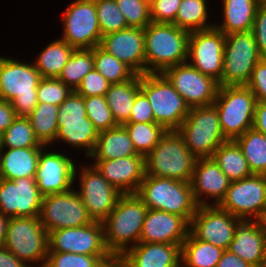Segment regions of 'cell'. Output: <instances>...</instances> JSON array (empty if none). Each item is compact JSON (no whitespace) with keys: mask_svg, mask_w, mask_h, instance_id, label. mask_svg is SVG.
Wrapping results in <instances>:
<instances>
[{"mask_svg":"<svg viewBox=\"0 0 266 267\" xmlns=\"http://www.w3.org/2000/svg\"><path fill=\"white\" fill-rule=\"evenodd\" d=\"M147 210L136 193L122 194L102 221L106 247L116 260L139 243Z\"/></svg>","mask_w":266,"mask_h":267,"instance_id":"obj_1","label":"cell"},{"mask_svg":"<svg viewBox=\"0 0 266 267\" xmlns=\"http://www.w3.org/2000/svg\"><path fill=\"white\" fill-rule=\"evenodd\" d=\"M189 35L173 23L151 22L144 28L145 73H162L187 62Z\"/></svg>","mask_w":266,"mask_h":267,"instance_id":"obj_2","label":"cell"},{"mask_svg":"<svg viewBox=\"0 0 266 267\" xmlns=\"http://www.w3.org/2000/svg\"><path fill=\"white\" fill-rule=\"evenodd\" d=\"M41 79L33 62L0 57V99L11 102L17 117H28L38 104Z\"/></svg>","mask_w":266,"mask_h":267,"instance_id":"obj_3","label":"cell"},{"mask_svg":"<svg viewBox=\"0 0 266 267\" xmlns=\"http://www.w3.org/2000/svg\"><path fill=\"white\" fill-rule=\"evenodd\" d=\"M147 209L161 210L185 218L189 223L197 210L190 182L145 175L136 193Z\"/></svg>","mask_w":266,"mask_h":267,"instance_id":"obj_4","label":"cell"},{"mask_svg":"<svg viewBox=\"0 0 266 267\" xmlns=\"http://www.w3.org/2000/svg\"><path fill=\"white\" fill-rule=\"evenodd\" d=\"M196 161L178 131L170 130L145 156V174L190 182Z\"/></svg>","mask_w":266,"mask_h":267,"instance_id":"obj_5","label":"cell"},{"mask_svg":"<svg viewBox=\"0 0 266 267\" xmlns=\"http://www.w3.org/2000/svg\"><path fill=\"white\" fill-rule=\"evenodd\" d=\"M256 97L246 85L219 86L216 107L223 135L234 140L253 126Z\"/></svg>","mask_w":266,"mask_h":267,"instance_id":"obj_6","label":"cell"},{"mask_svg":"<svg viewBox=\"0 0 266 267\" xmlns=\"http://www.w3.org/2000/svg\"><path fill=\"white\" fill-rule=\"evenodd\" d=\"M177 131L196 158H212L215 150L227 141L220 126L217 109L213 104L190 108Z\"/></svg>","mask_w":266,"mask_h":267,"instance_id":"obj_7","label":"cell"},{"mask_svg":"<svg viewBox=\"0 0 266 267\" xmlns=\"http://www.w3.org/2000/svg\"><path fill=\"white\" fill-rule=\"evenodd\" d=\"M140 89L149 100L155 123L167 131L177 130L182 125L190 107L162 73L140 75Z\"/></svg>","mask_w":266,"mask_h":267,"instance_id":"obj_8","label":"cell"},{"mask_svg":"<svg viewBox=\"0 0 266 267\" xmlns=\"http://www.w3.org/2000/svg\"><path fill=\"white\" fill-rule=\"evenodd\" d=\"M27 266L44 267L48 250V233L39 217H12L7 222L3 245ZM35 267V266H34Z\"/></svg>","mask_w":266,"mask_h":267,"instance_id":"obj_9","label":"cell"},{"mask_svg":"<svg viewBox=\"0 0 266 267\" xmlns=\"http://www.w3.org/2000/svg\"><path fill=\"white\" fill-rule=\"evenodd\" d=\"M261 59L252 31L225 35L223 72L219 86L246 85Z\"/></svg>","mask_w":266,"mask_h":267,"instance_id":"obj_10","label":"cell"},{"mask_svg":"<svg viewBox=\"0 0 266 267\" xmlns=\"http://www.w3.org/2000/svg\"><path fill=\"white\" fill-rule=\"evenodd\" d=\"M218 206L242 221H263L266 216V175L252 174L230 182L226 196Z\"/></svg>","mask_w":266,"mask_h":267,"instance_id":"obj_11","label":"cell"},{"mask_svg":"<svg viewBox=\"0 0 266 267\" xmlns=\"http://www.w3.org/2000/svg\"><path fill=\"white\" fill-rule=\"evenodd\" d=\"M76 190L72 188L43 196L39 219L48 234L54 230L85 226L93 222Z\"/></svg>","mask_w":266,"mask_h":267,"instance_id":"obj_12","label":"cell"},{"mask_svg":"<svg viewBox=\"0 0 266 267\" xmlns=\"http://www.w3.org/2000/svg\"><path fill=\"white\" fill-rule=\"evenodd\" d=\"M63 12L62 40L75 49L100 45L102 34L94 0H75Z\"/></svg>","mask_w":266,"mask_h":267,"instance_id":"obj_13","label":"cell"},{"mask_svg":"<svg viewBox=\"0 0 266 267\" xmlns=\"http://www.w3.org/2000/svg\"><path fill=\"white\" fill-rule=\"evenodd\" d=\"M78 194L93 221L102 222L115 208L122 193L107 182L91 164L83 165L80 171L75 168L74 179L78 178ZM77 174V175H76Z\"/></svg>","mask_w":266,"mask_h":267,"instance_id":"obj_14","label":"cell"},{"mask_svg":"<svg viewBox=\"0 0 266 267\" xmlns=\"http://www.w3.org/2000/svg\"><path fill=\"white\" fill-rule=\"evenodd\" d=\"M224 45L225 35L215 27L190 32L187 62L219 83L223 72Z\"/></svg>","mask_w":266,"mask_h":267,"instance_id":"obj_15","label":"cell"},{"mask_svg":"<svg viewBox=\"0 0 266 267\" xmlns=\"http://www.w3.org/2000/svg\"><path fill=\"white\" fill-rule=\"evenodd\" d=\"M162 74L190 108L214 103L219 88L218 82L202 74L188 62L169 67Z\"/></svg>","mask_w":266,"mask_h":267,"instance_id":"obj_16","label":"cell"},{"mask_svg":"<svg viewBox=\"0 0 266 267\" xmlns=\"http://www.w3.org/2000/svg\"><path fill=\"white\" fill-rule=\"evenodd\" d=\"M48 252H72L82 255H111L104 240L102 222L63 228L48 234Z\"/></svg>","mask_w":266,"mask_h":267,"instance_id":"obj_17","label":"cell"},{"mask_svg":"<svg viewBox=\"0 0 266 267\" xmlns=\"http://www.w3.org/2000/svg\"><path fill=\"white\" fill-rule=\"evenodd\" d=\"M241 221L218 205L198 206L189 232L198 240L227 250Z\"/></svg>","mask_w":266,"mask_h":267,"instance_id":"obj_18","label":"cell"},{"mask_svg":"<svg viewBox=\"0 0 266 267\" xmlns=\"http://www.w3.org/2000/svg\"><path fill=\"white\" fill-rule=\"evenodd\" d=\"M42 199L35 177L0 178V213L4 216L39 217Z\"/></svg>","mask_w":266,"mask_h":267,"instance_id":"obj_19","label":"cell"},{"mask_svg":"<svg viewBox=\"0 0 266 267\" xmlns=\"http://www.w3.org/2000/svg\"><path fill=\"white\" fill-rule=\"evenodd\" d=\"M46 147L40 152L35 176L40 193L45 196L71 190L76 183L74 179L76 162L65 152L62 154L60 151H48Z\"/></svg>","mask_w":266,"mask_h":267,"instance_id":"obj_20","label":"cell"},{"mask_svg":"<svg viewBox=\"0 0 266 267\" xmlns=\"http://www.w3.org/2000/svg\"><path fill=\"white\" fill-rule=\"evenodd\" d=\"M99 46L119 61L124 62L136 74H145L144 29L128 27L105 34Z\"/></svg>","mask_w":266,"mask_h":267,"instance_id":"obj_21","label":"cell"},{"mask_svg":"<svg viewBox=\"0 0 266 267\" xmlns=\"http://www.w3.org/2000/svg\"><path fill=\"white\" fill-rule=\"evenodd\" d=\"M230 182L213 158H197L190 184L198 206L219 205Z\"/></svg>","mask_w":266,"mask_h":267,"instance_id":"obj_22","label":"cell"},{"mask_svg":"<svg viewBox=\"0 0 266 267\" xmlns=\"http://www.w3.org/2000/svg\"><path fill=\"white\" fill-rule=\"evenodd\" d=\"M93 165L103 178L122 194L137 193L145 177V156L134 155L111 160H95Z\"/></svg>","mask_w":266,"mask_h":267,"instance_id":"obj_23","label":"cell"},{"mask_svg":"<svg viewBox=\"0 0 266 267\" xmlns=\"http://www.w3.org/2000/svg\"><path fill=\"white\" fill-rule=\"evenodd\" d=\"M189 229L190 223L179 215L148 209L139 242L182 245L189 234Z\"/></svg>","mask_w":266,"mask_h":267,"instance_id":"obj_24","label":"cell"},{"mask_svg":"<svg viewBox=\"0 0 266 267\" xmlns=\"http://www.w3.org/2000/svg\"><path fill=\"white\" fill-rule=\"evenodd\" d=\"M253 267L266 265V227L263 221H241L228 249Z\"/></svg>","mask_w":266,"mask_h":267,"instance_id":"obj_25","label":"cell"},{"mask_svg":"<svg viewBox=\"0 0 266 267\" xmlns=\"http://www.w3.org/2000/svg\"><path fill=\"white\" fill-rule=\"evenodd\" d=\"M117 264L120 267H181V245L139 242L118 258Z\"/></svg>","mask_w":266,"mask_h":267,"instance_id":"obj_26","label":"cell"},{"mask_svg":"<svg viewBox=\"0 0 266 267\" xmlns=\"http://www.w3.org/2000/svg\"><path fill=\"white\" fill-rule=\"evenodd\" d=\"M44 147L1 148L0 178L15 180L35 177L38 168V158ZM4 149H7L3 153Z\"/></svg>","mask_w":266,"mask_h":267,"instance_id":"obj_27","label":"cell"},{"mask_svg":"<svg viewBox=\"0 0 266 267\" xmlns=\"http://www.w3.org/2000/svg\"><path fill=\"white\" fill-rule=\"evenodd\" d=\"M134 155L140 154L136 152L126 129L118 125L99 132L95 149L88 159L111 160Z\"/></svg>","mask_w":266,"mask_h":267,"instance_id":"obj_28","label":"cell"},{"mask_svg":"<svg viewBox=\"0 0 266 267\" xmlns=\"http://www.w3.org/2000/svg\"><path fill=\"white\" fill-rule=\"evenodd\" d=\"M223 21L214 24L224 35L252 31L258 6L256 0H223Z\"/></svg>","mask_w":266,"mask_h":267,"instance_id":"obj_29","label":"cell"},{"mask_svg":"<svg viewBox=\"0 0 266 267\" xmlns=\"http://www.w3.org/2000/svg\"><path fill=\"white\" fill-rule=\"evenodd\" d=\"M140 91V75L138 74L130 80L110 85L105 98L117 125L129 122L135 97Z\"/></svg>","mask_w":266,"mask_h":267,"instance_id":"obj_30","label":"cell"},{"mask_svg":"<svg viewBox=\"0 0 266 267\" xmlns=\"http://www.w3.org/2000/svg\"><path fill=\"white\" fill-rule=\"evenodd\" d=\"M58 133L55 143L64 142L75 149L84 150L89 157L95 149L99 131L88 118L73 121H57Z\"/></svg>","mask_w":266,"mask_h":267,"instance_id":"obj_31","label":"cell"},{"mask_svg":"<svg viewBox=\"0 0 266 267\" xmlns=\"http://www.w3.org/2000/svg\"><path fill=\"white\" fill-rule=\"evenodd\" d=\"M224 249L196 239L190 232L181 245V267H216Z\"/></svg>","mask_w":266,"mask_h":267,"instance_id":"obj_32","label":"cell"},{"mask_svg":"<svg viewBox=\"0 0 266 267\" xmlns=\"http://www.w3.org/2000/svg\"><path fill=\"white\" fill-rule=\"evenodd\" d=\"M75 48L59 38L50 42L33 61L42 78H58Z\"/></svg>","mask_w":266,"mask_h":267,"instance_id":"obj_33","label":"cell"},{"mask_svg":"<svg viewBox=\"0 0 266 267\" xmlns=\"http://www.w3.org/2000/svg\"><path fill=\"white\" fill-rule=\"evenodd\" d=\"M212 158L231 182L252 175L244 154L234 140L222 143L215 150Z\"/></svg>","mask_w":266,"mask_h":267,"instance_id":"obj_34","label":"cell"},{"mask_svg":"<svg viewBox=\"0 0 266 267\" xmlns=\"http://www.w3.org/2000/svg\"><path fill=\"white\" fill-rule=\"evenodd\" d=\"M58 105L38 102L27 117L40 144L52 146L58 133Z\"/></svg>","mask_w":266,"mask_h":267,"instance_id":"obj_35","label":"cell"},{"mask_svg":"<svg viewBox=\"0 0 266 267\" xmlns=\"http://www.w3.org/2000/svg\"><path fill=\"white\" fill-rule=\"evenodd\" d=\"M234 141L244 154L252 174L266 175V135L251 128Z\"/></svg>","mask_w":266,"mask_h":267,"instance_id":"obj_36","label":"cell"},{"mask_svg":"<svg viewBox=\"0 0 266 267\" xmlns=\"http://www.w3.org/2000/svg\"><path fill=\"white\" fill-rule=\"evenodd\" d=\"M207 2L206 0H182L173 24L188 32L214 27L216 22L207 20L210 15L207 11Z\"/></svg>","mask_w":266,"mask_h":267,"instance_id":"obj_37","label":"cell"},{"mask_svg":"<svg viewBox=\"0 0 266 267\" xmlns=\"http://www.w3.org/2000/svg\"><path fill=\"white\" fill-rule=\"evenodd\" d=\"M93 69V48L74 49L58 79L75 91L88 72Z\"/></svg>","mask_w":266,"mask_h":267,"instance_id":"obj_38","label":"cell"},{"mask_svg":"<svg viewBox=\"0 0 266 267\" xmlns=\"http://www.w3.org/2000/svg\"><path fill=\"white\" fill-rule=\"evenodd\" d=\"M129 134L136 152L146 156L159 143L167 130L157 123L128 122L122 125Z\"/></svg>","mask_w":266,"mask_h":267,"instance_id":"obj_39","label":"cell"},{"mask_svg":"<svg viewBox=\"0 0 266 267\" xmlns=\"http://www.w3.org/2000/svg\"><path fill=\"white\" fill-rule=\"evenodd\" d=\"M116 264L117 260L112 255L48 252L44 267H112Z\"/></svg>","mask_w":266,"mask_h":267,"instance_id":"obj_40","label":"cell"},{"mask_svg":"<svg viewBox=\"0 0 266 267\" xmlns=\"http://www.w3.org/2000/svg\"><path fill=\"white\" fill-rule=\"evenodd\" d=\"M94 69L111 84L130 80L136 73L124 62L103 50L100 46L93 48Z\"/></svg>","mask_w":266,"mask_h":267,"instance_id":"obj_41","label":"cell"},{"mask_svg":"<svg viewBox=\"0 0 266 267\" xmlns=\"http://www.w3.org/2000/svg\"><path fill=\"white\" fill-rule=\"evenodd\" d=\"M1 148L45 147L36 139L27 117H16L0 136Z\"/></svg>","mask_w":266,"mask_h":267,"instance_id":"obj_42","label":"cell"},{"mask_svg":"<svg viewBox=\"0 0 266 267\" xmlns=\"http://www.w3.org/2000/svg\"><path fill=\"white\" fill-rule=\"evenodd\" d=\"M102 36L128 28L115 0H94Z\"/></svg>","mask_w":266,"mask_h":267,"instance_id":"obj_43","label":"cell"},{"mask_svg":"<svg viewBox=\"0 0 266 267\" xmlns=\"http://www.w3.org/2000/svg\"><path fill=\"white\" fill-rule=\"evenodd\" d=\"M86 114L94 127L100 132L117 127L105 96L84 97Z\"/></svg>","mask_w":266,"mask_h":267,"instance_id":"obj_44","label":"cell"},{"mask_svg":"<svg viewBox=\"0 0 266 267\" xmlns=\"http://www.w3.org/2000/svg\"><path fill=\"white\" fill-rule=\"evenodd\" d=\"M128 27L146 28L151 22L150 0H115Z\"/></svg>","mask_w":266,"mask_h":267,"instance_id":"obj_45","label":"cell"},{"mask_svg":"<svg viewBox=\"0 0 266 267\" xmlns=\"http://www.w3.org/2000/svg\"><path fill=\"white\" fill-rule=\"evenodd\" d=\"M72 92L73 90L58 78H42L37 86V99L38 102L60 106Z\"/></svg>","mask_w":266,"mask_h":267,"instance_id":"obj_46","label":"cell"},{"mask_svg":"<svg viewBox=\"0 0 266 267\" xmlns=\"http://www.w3.org/2000/svg\"><path fill=\"white\" fill-rule=\"evenodd\" d=\"M88 118L84 97L73 91L59 106L57 121H73Z\"/></svg>","mask_w":266,"mask_h":267,"instance_id":"obj_47","label":"cell"},{"mask_svg":"<svg viewBox=\"0 0 266 267\" xmlns=\"http://www.w3.org/2000/svg\"><path fill=\"white\" fill-rule=\"evenodd\" d=\"M111 83L93 69L81 81L75 92L83 97L105 96Z\"/></svg>","mask_w":266,"mask_h":267,"instance_id":"obj_48","label":"cell"},{"mask_svg":"<svg viewBox=\"0 0 266 267\" xmlns=\"http://www.w3.org/2000/svg\"><path fill=\"white\" fill-rule=\"evenodd\" d=\"M182 0H150L151 20L154 23H173Z\"/></svg>","mask_w":266,"mask_h":267,"instance_id":"obj_49","label":"cell"},{"mask_svg":"<svg viewBox=\"0 0 266 267\" xmlns=\"http://www.w3.org/2000/svg\"><path fill=\"white\" fill-rule=\"evenodd\" d=\"M246 86L257 101H266V59H261L254 67Z\"/></svg>","mask_w":266,"mask_h":267,"instance_id":"obj_50","label":"cell"},{"mask_svg":"<svg viewBox=\"0 0 266 267\" xmlns=\"http://www.w3.org/2000/svg\"><path fill=\"white\" fill-rule=\"evenodd\" d=\"M252 32L262 59H266V4L257 8Z\"/></svg>","mask_w":266,"mask_h":267,"instance_id":"obj_51","label":"cell"},{"mask_svg":"<svg viewBox=\"0 0 266 267\" xmlns=\"http://www.w3.org/2000/svg\"><path fill=\"white\" fill-rule=\"evenodd\" d=\"M129 122L155 123L152 107L148 98L142 91L135 97Z\"/></svg>","mask_w":266,"mask_h":267,"instance_id":"obj_52","label":"cell"},{"mask_svg":"<svg viewBox=\"0 0 266 267\" xmlns=\"http://www.w3.org/2000/svg\"><path fill=\"white\" fill-rule=\"evenodd\" d=\"M16 117L17 116L11 102L0 99V136L11 126Z\"/></svg>","mask_w":266,"mask_h":267,"instance_id":"obj_53","label":"cell"},{"mask_svg":"<svg viewBox=\"0 0 266 267\" xmlns=\"http://www.w3.org/2000/svg\"><path fill=\"white\" fill-rule=\"evenodd\" d=\"M252 128L266 135V101H257Z\"/></svg>","mask_w":266,"mask_h":267,"instance_id":"obj_54","label":"cell"},{"mask_svg":"<svg viewBox=\"0 0 266 267\" xmlns=\"http://www.w3.org/2000/svg\"><path fill=\"white\" fill-rule=\"evenodd\" d=\"M216 267H253L229 250H224Z\"/></svg>","mask_w":266,"mask_h":267,"instance_id":"obj_55","label":"cell"},{"mask_svg":"<svg viewBox=\"0 0 266 267\" xmlns=\"http://www.w3.org/2000/svg\"><path fill=\"white\" fill-rule=\"evenodd\" d=\"M0 267H29L4 246L0 247Z\"/></svg>","mask_w":266,"mask_h":267,"instance_id":"obj_56","label":"cell"},{"mask_svg":"<svg viewBox=\"0 0 266 267\" xmlns=\"http://www.w3.org/2000/svg\"><path fill=\"white\" fill-rule=\"evenodd\" d=\"M9 218L0 213V247L4 245L7 222Z\"/></svg>","mask_w":266,"mask_h":267,"instance_id":"obj_57","label":"cell"},{"mask_svg":"<svg viewBox=\"0 0 266 267\" xmlns=\"http://www.w3.org/2000/svg\"><path fill=\"white\" fill-rule=\"evenodd\" d=\"M259 4H266V0H256Z\"/></svg>","mask_w":266,"mask_h":267,"instance_id":"obj_58","label":"cell"},{"mask_svg":"<svg viewBox=\"0 0 266 267\" xmlns=\"http://www.w3.org/2000/svg\"><path fill=\"white\" fill-rule=\"evenodd\" d=\"M263 222H264V225H265V227H266V216H265Z\"/></svg>","mask_w":266,"mask_h":267,"instance_id":"obj_59","label":"cell"}]
</instances>
